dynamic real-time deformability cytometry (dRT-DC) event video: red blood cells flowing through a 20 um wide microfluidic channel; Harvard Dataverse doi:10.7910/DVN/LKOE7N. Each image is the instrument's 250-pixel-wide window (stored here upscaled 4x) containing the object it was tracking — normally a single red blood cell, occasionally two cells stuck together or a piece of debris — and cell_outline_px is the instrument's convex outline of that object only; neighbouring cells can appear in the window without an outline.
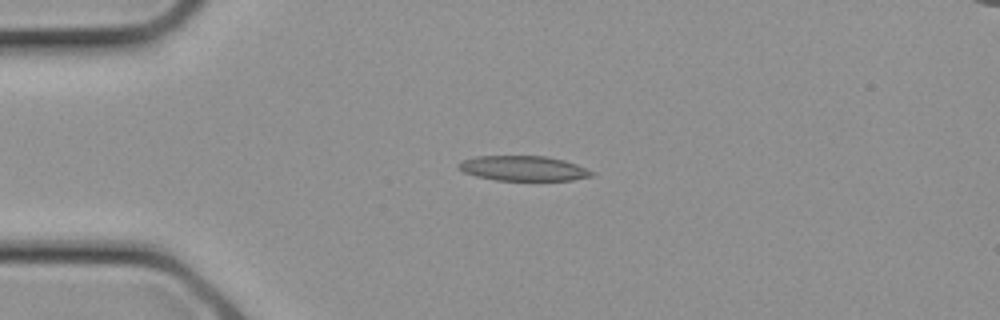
{"species": "common noctule bat (a hibernating species)", "species_latin": "Nyctalus noctula", "temperature_condition": "cold", "stored_images_in_passage": 12, "camera_frame_rate_fps": 3000, "um_per_image_px": 0.085, "animal": {"sex": "female", "body_mass_g": 21.9}, "frame": {"image": 1, "passage_image": 7, "time_ms": 2.0, "image_size_px": [1000, 320], "cell_outline_px": [[596, 172], [592, 176], [572, 180], [496, 180], [476, 176], [464, 172], [456, 164], [460, 160], [476, 156], [544, 156], [564, 160], [576, 164]], "centroid_in_image_um": [44.48, 14.3], "position_along_channel_um": 40.5, "area_um2": 19.36}}
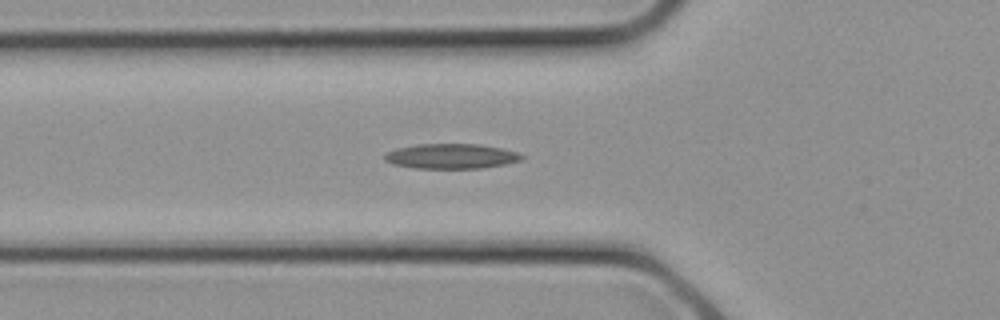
{"frame": {"image": 2, "passage_image": 10, "time_ms": 3.0, "image_size_px": [1000, 320], "cell_outline_px": [[524, 156], [520, 160], [504, 164], [484, 168], [416, 168], [392, 164], [384, 160], [384, 156], [388, 152], [396, 148], [416, 144], [480, 144], [500, 148], [516, 152]], "centroid_in_image_um": [38.32, 13.27], "position_along_channel_um": 87.5, "area_um2": 19.83}}
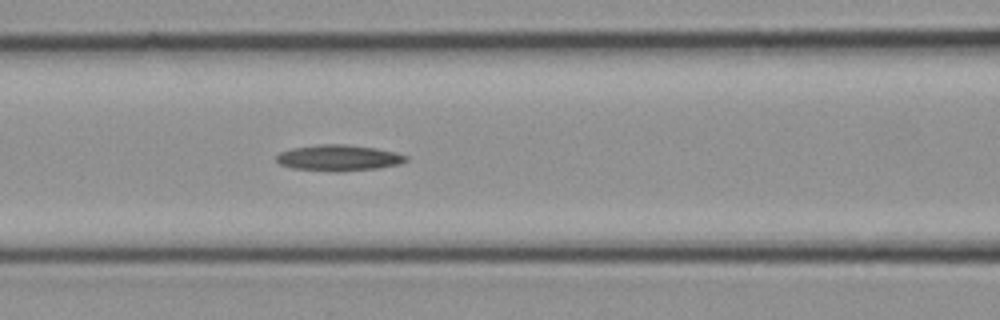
{"frame": {"image": 3, "passage_image": 12, "time_ms": 3.667, "image_size_px": [1000, 320], "cell_outline_px": [[408, 160], [400, 164], [376, 168], [336, 172], [292, 168], [280, 164], [276, 160], [276, 156], [280, 152], [292, 148], [316, 144], [344, 144], [376, 148], [396, 152], [408, 156]], "centroid_in_image_um": [28.78, 13.41], "position_along_channel_um": 137.8, "area_um2": 19.71}}